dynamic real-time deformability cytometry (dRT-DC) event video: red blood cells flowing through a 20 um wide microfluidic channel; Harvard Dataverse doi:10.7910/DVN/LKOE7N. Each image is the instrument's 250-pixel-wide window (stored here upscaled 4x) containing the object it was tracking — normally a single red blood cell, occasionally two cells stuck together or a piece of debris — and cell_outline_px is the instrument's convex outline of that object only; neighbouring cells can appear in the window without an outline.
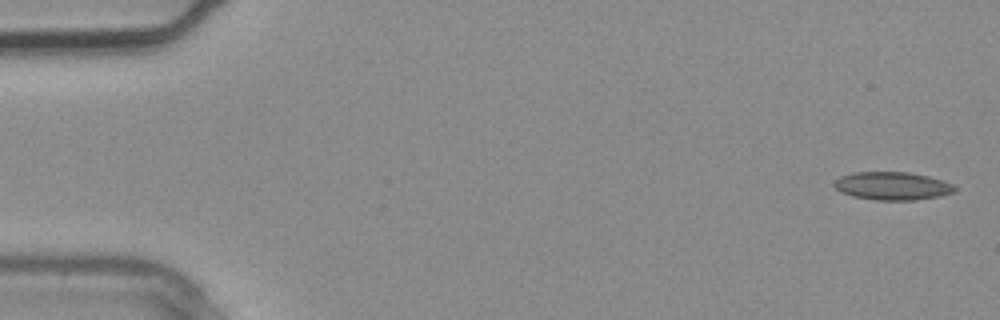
{"species": "common noctule bat (a hibernating species)", "species_latin": "Nyctalus noctula", "temperature_condition": "warm", "stored_images_in_passage": 4, "segment_of_instrument_passage": [2, 2], "camera_frame_rate_fps": 3000, "um_per_image_px": 0.085, "animal": {"sex": "male", "body_mass_g": 20.4}, "frame": {"image": 1, "passage_image": 4, "time_ms": 1.0, "image_size_px": [1000, 320], "cell_outline_px": [[956, 192], [940, 196], [912, 200], [876, 200], [852, 196], [836, 188], [832, 184], [840, 176], [852, 172], [908, 172], [928, 176], [952, 184], [956, 188]], "centroid_in_image_um": [75.85, 15.8], "position_along_channel_um": 9.2, "area_um2": 19.59}}